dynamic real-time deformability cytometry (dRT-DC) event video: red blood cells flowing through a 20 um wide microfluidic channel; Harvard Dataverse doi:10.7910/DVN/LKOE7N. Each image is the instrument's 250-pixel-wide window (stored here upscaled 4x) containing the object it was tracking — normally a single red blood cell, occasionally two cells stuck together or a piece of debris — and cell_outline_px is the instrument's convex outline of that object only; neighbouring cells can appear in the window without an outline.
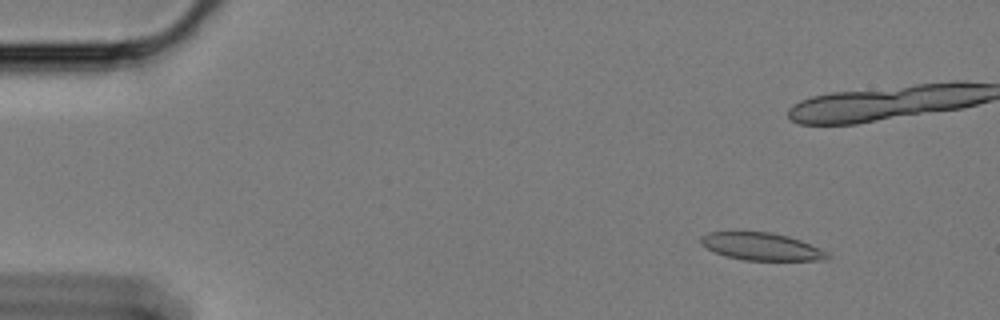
{"species": "Egyptian fruit bat (a non-hibernating species)", "species_latin": "Rousettus aegyptiacus", "temperature_condition": "cold", "stored_images_in_passage": 60, "camera_frame_rate_fps": 3000, "um_per_image_px": 0.085, "animal": {"sex": "female"}, "frame": {"image": 1, "passage_image": 7, "time_ms": 2.0, "image_size_px": [1000, 320], "cell_outline_px": [[832, 256], [828, 260], [744, 260], [724, 256], [700, 244], [700, 236], [708, 232], [772, 232], [788, 236], [800, 240], [828, 252]], "centroid_in_image_um": [64.73, 20.96], "position_along_channel_um": 20.3, "area_um2": 20.29}}
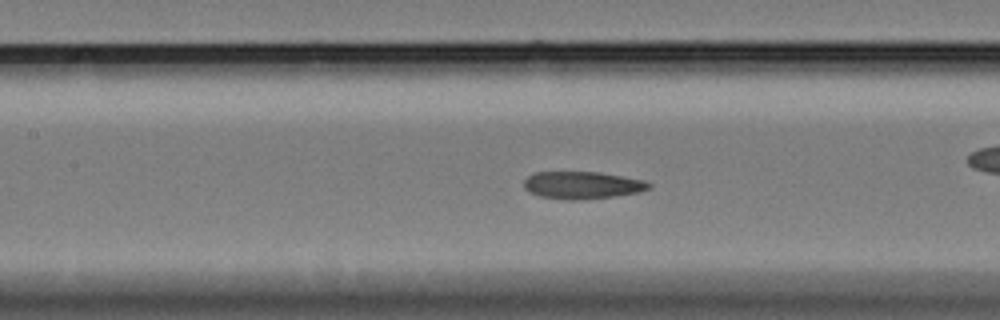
{"frame": {"image": 2, "passage_image": 27, "time_ms": 8.667, "image_size_px": [1000, 320], "cell_outline_px": [[652, 188], [640, 192], [584, 200], [568, 200], [540, 196], [528, 192], [524, 188], [524, 180], [528, 176], [536, 172], [600, 172], [644, 180], [652, 184]], "centroid_in_image_um": [49.5, 15.74], "position_along_channel_um": 157.9, "area_um2": 20.06}}
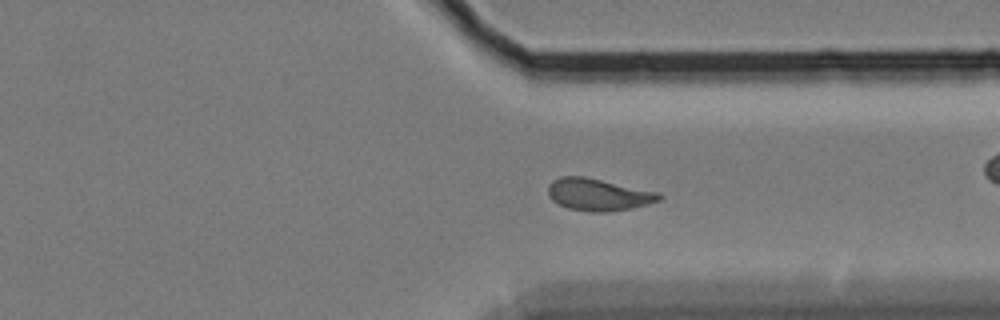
{"frame": {"image": 3, "passage_image": 45, "time_ms": 14.667, "image_size_px": [1000, 320], "cell_outline_px": [[664, 196], [660, 200], [648, 204], [632, 208], [608, 212], [588, 212], [568, 208], [552, 200], [548, 196], [548, 184], [552, 180], [560, 176], [584, 176], [660, 192]], "centroid_in_image_um": [50.87, 16.54], "position_along_channel_um": 360.5, "area_um2": 21.04}, "authors_computed_cell_mechanics": {"area_um2": 20.3167, "velocity_mm_per_s": 3.3882, "shape_relaxation_time_tau1_ms": null, "shape_relaxation_time_tau2_ms": 3.1809, "deformation_change_tau1": null, "deformation_change_tau2": 0.09}}